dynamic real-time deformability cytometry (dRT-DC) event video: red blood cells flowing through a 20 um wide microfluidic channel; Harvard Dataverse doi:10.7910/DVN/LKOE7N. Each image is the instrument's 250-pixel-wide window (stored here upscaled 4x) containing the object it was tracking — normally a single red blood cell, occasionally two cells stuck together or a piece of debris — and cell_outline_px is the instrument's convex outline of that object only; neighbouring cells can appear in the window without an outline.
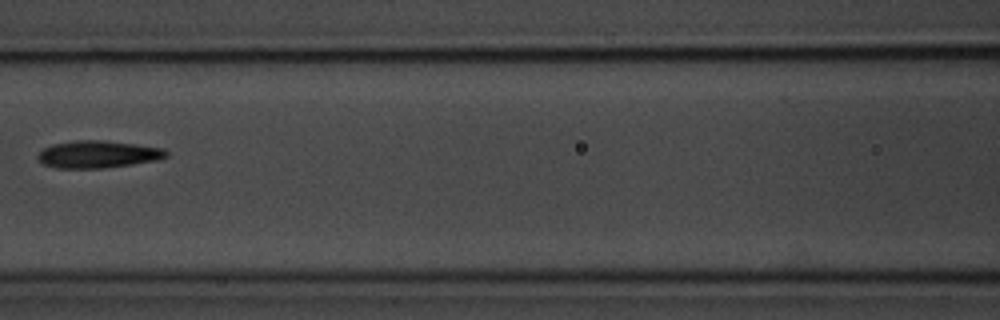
{"species": "common noctule bat (a hibernating species)", "species_latin": "Nyctalus noctula", "temperature_condition": "room temperature", "stored_images_in_passage": 6, "camera_frame_rate_fps": 3000, "um_per_image_px": 0.085, "animal": {"sex": "male", "body_mass_g": 20.1, "forearm_length_mm": 53.5}, "frame": {"image": 1, "passage_image": 6, "time_ms": 5.667, "image_size_px": [1000, 320], "cell_outline_px": [[168, 156], [160, 160], [104, 168], [56, 168], [44, 164], [36, 156], [44, 148], [52, 144], [76, 140], [104, 140], [164, 148], [168, 152]], "centroid_in_image_um": [8.35, 13.11], "position_along_channel_um": 158.2, "area_um2": 20.46}}